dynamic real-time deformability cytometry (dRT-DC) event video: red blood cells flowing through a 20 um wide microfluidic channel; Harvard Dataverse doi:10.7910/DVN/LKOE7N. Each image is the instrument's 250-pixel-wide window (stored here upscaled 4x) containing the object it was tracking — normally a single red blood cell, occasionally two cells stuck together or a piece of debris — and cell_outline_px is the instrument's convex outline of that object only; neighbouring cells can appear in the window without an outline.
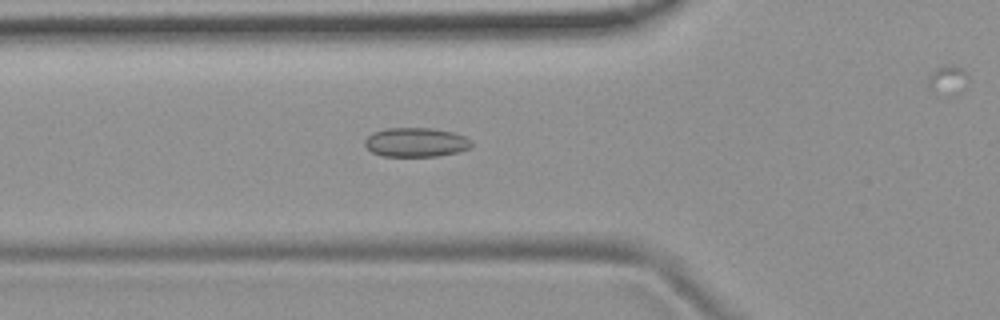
{"species": "common noctule bat (a hibernating species)", "species_latin": "Nyctalus noctula", "temperature_condition": "room temperature", "stored_images_in_passage": 40, "camera_frame_rate_fps": 3000, "um_per_image_px": 0.085, "animal": {"sex": "female", "body_mass_g": 19.9}, "frame": {"image": 1, "passage_image": 19, "time_ms": 6.0, "image_size_px": [1000, 320], "cell_outline_px": [[472, 144], [468, 148], [456, 152], [436, 156], [384, 156], [372, 152], [364, 144], [364, 140], [372, 132], [384, 128], [432, 128], [452, 132], [464, 136], [472, 140]], "centroid_in_image_um": [35.32, 12.08], "position_along_channel_um": 90.5, "area_um2": 18.09}}
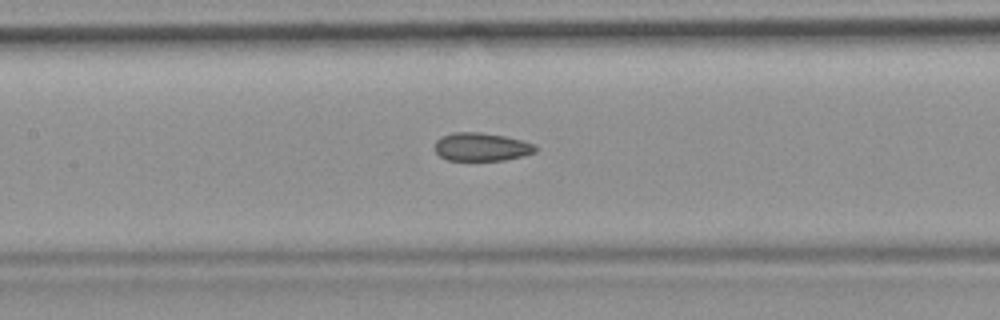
{"frame": {"image": 2, "passage_image": 25, "time_ms": 8.0, "image_size_px": [1000, 320], "cell_outline_px": [[536, 152], [524, 156], [504, 160], [448, 160], [440, 156], [436, 152], [436, 140], [440, 136], [452, 132], [480, 132], [504, 136], [520, 140], [532, 144], [536, 148]], "centroid_in_image_um": [40.9, 12.48], "position_along_channel_um": 166.5, "area_um2": 16.47}}
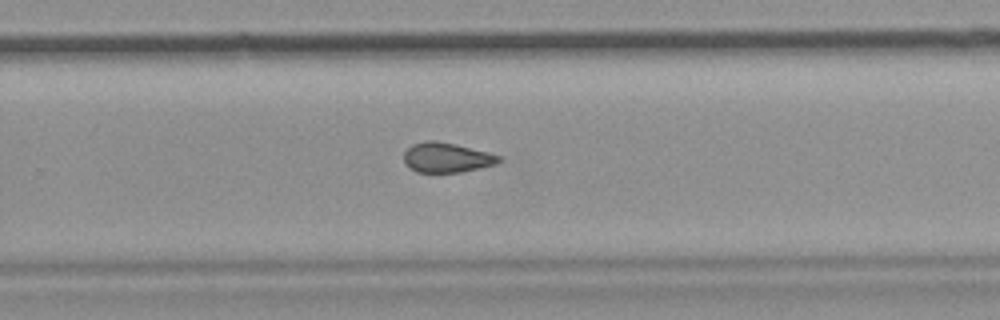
{"frame": {"image": 3, "passage_image": 35, "time_ms": 11.333, "image_size_px": [1000, 320], "cell_outline_px": [[500, 160], [496, 164], [460, 172], [416, 172], [408, 168], [404, 164], [404, 152], [412, 144], [428, 140], [436, 140], [456, 144], [500, 156]], "centroid_in_image_um": [37.9, 13.39], "position_along_channel_um": 291.9, "area_um2": 16.42}}